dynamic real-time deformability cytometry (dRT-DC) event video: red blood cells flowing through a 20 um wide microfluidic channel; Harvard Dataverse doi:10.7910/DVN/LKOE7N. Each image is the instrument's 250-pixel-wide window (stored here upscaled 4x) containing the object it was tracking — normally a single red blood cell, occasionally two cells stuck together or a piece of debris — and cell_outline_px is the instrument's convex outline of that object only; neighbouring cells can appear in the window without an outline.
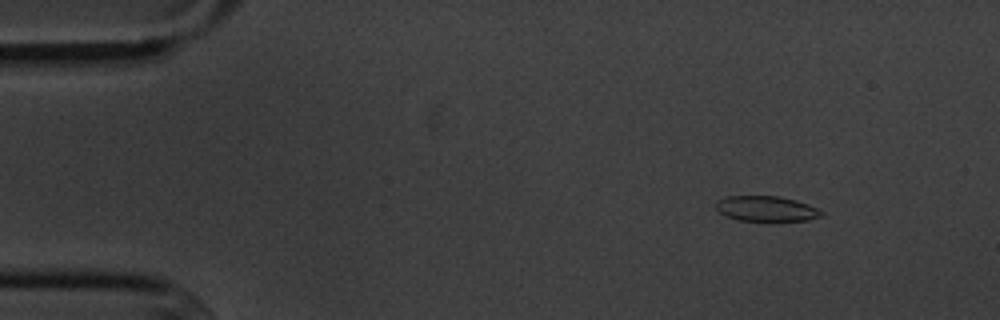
{"species": "common noctule bat (a hibernating species)", "species_latin": "Nyctalus noctula", "temperature_condition": "cold", "stored_images_in_passage": 5, "camera_frame_rate_fps": 3000, "um_per_image_px": 0.085, "animal": {"sex": "male", "body_mass_g": 20.1, "forearm_length_mm": 53.5}, "frame": {"image": 1, "passage_image": 2, "time_ms": 1.0, "image_size_px": [1000, 320], "cell_outline_px": [[824, 216], [808, 220], [736, 220], [724, 216], [716, 208], [716, 200], [728, 196], [780, 196], [796, 200], [808, 204], [824, 212]], "centroid_in_image_um": [65.13, 17.73], "position_along_channel_um": 19.9, "area_um2": 15.55}}
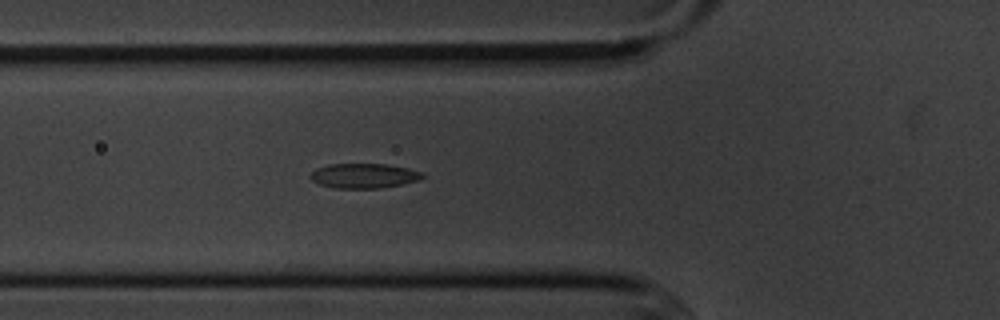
{"frame": {"image": 2, "passage_image": 5, "time_ms": 5.333, "image_size_px": [1000, 320], "cell_outline_px": [[424, 176], [420, 180], [404, 184], [380, 188], [332, 188], [320, 184], [312, 180], [308, 176], [316, 168], [328, 164], [384, 164], [408, 168], [420, 172]], "centroid_in_image_um": [30.91, 14.94], "position_along_channel_um": 94.9, "area_um2": 16.18}}